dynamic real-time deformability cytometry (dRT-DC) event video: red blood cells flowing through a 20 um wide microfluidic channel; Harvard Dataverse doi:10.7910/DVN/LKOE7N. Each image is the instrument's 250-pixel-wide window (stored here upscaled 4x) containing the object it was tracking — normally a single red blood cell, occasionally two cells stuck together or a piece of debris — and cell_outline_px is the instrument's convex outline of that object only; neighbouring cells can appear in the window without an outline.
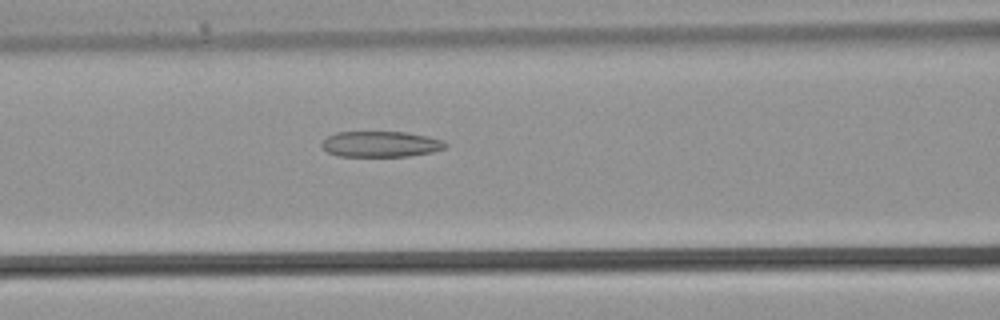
{"species": "common noctule bat (a hibernating species)", "species_latin": "Nyctalus noctula", "temperature_condition": "warm", "stored_images_in_passage": 25, "camera_frame_rate_fps": 3000, "um_per_image_px": 0.085, "animal": {"sex": "male", "body_mass_g": 21.5, "forearm_length_mm": 52.0}, "frame": {"image": 1, "passage_image": 5, "time_ms": 1.333, "image_size_px": [1000, 320], "cell_outline_px": [[448, 144], [444, 148], [432, 152], [408, 156], [336, 156], [328, 152], [320, 144], [328, 136], [336, 132], [404, 132], [428, 136], [444, 140]], "centroid_in_image_um": [32.37, 12.25], "position_along_channel_um": 134.2, "area_um2": 18.55}}
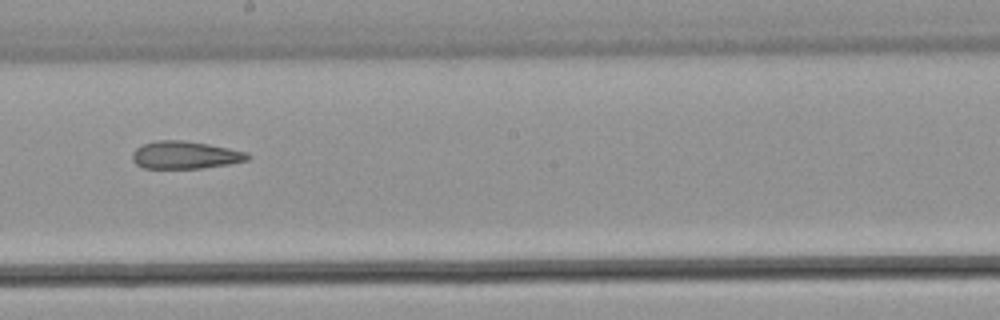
{"frame": {"image": 2, "passage_image": 10, "time_ms": 3.0, "image_size_px": [1000, 320], "cell_outline_px": [[252, 156], [248, 160], [228, 164], [200, 168], [144, 168], [136, 164], [132, 160], [132, 152], [136, 148], [144, 144], [156, 140], [184, 140], [208, 144], [248, 152]], "centroid_in_image_um": [15.74, 13.17], "position_along_channel_um": 232.5, "area_um2": 18.55}}
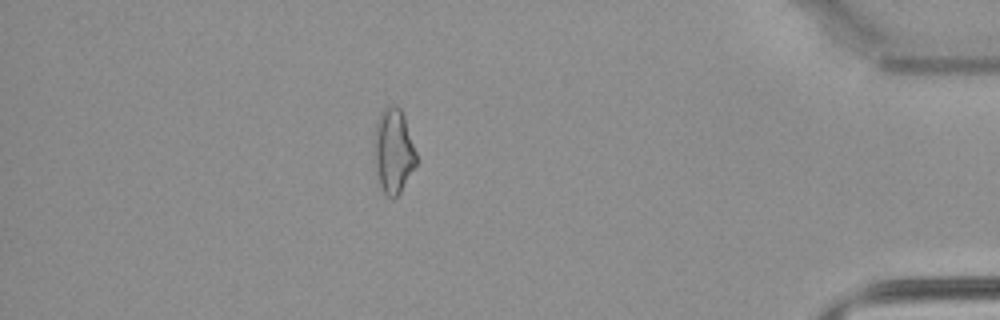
{"frame": {"image": 3, "passage_image": 21, "time_ms": 6.667, "image_size_px": [1000, 320], "cell_outline_px": [[416, 164], [400, 192], [392, 200], [384, 196], [376, 172], [372, 156], [376, 124], [380, 112], [388, 104], [396, 104], [400, 108], [404, 116], [416, 152]], "centroid_in_image_um": [33.4, 12.83], "position_along_channel_um": 401.8, "area_um2": 21.1}}